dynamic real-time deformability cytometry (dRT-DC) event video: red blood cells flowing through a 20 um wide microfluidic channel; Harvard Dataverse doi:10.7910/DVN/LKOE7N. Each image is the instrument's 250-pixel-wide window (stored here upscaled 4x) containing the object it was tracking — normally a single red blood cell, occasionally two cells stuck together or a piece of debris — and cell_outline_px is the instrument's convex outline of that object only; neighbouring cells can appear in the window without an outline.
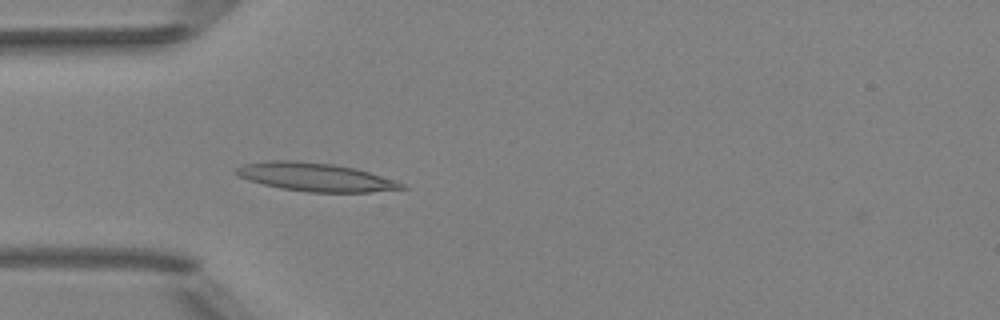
{"species": "Egyptian fruit bat (a non-hibernating species)", "species_latin": "Rousettus aegyptiacus", "temperature_condition": "room temperature", "stored_images_in_passage": 39, "camera_frame_rate_fps": 3000, "um_per_image_px": 0.085, "animal": {"sex": "female"}, "frame": {"image": 1, "passage_image": 6, "time_ms": 1.667, "image_size_px": [1000, 320], "cell_outline_px": [[408, 188], [372, 192], [308, 192], [280, 188], [248, 180], [232, 172], [236, 168], [244, 164], [268, 160], [296, 160], [332, 164], [356, 168], [396, 180], [404, 184]], "centroid_in_image_um": [26.82, 15.04], "position_along_channel_um": 58.2, "area_um2": 27.46}}
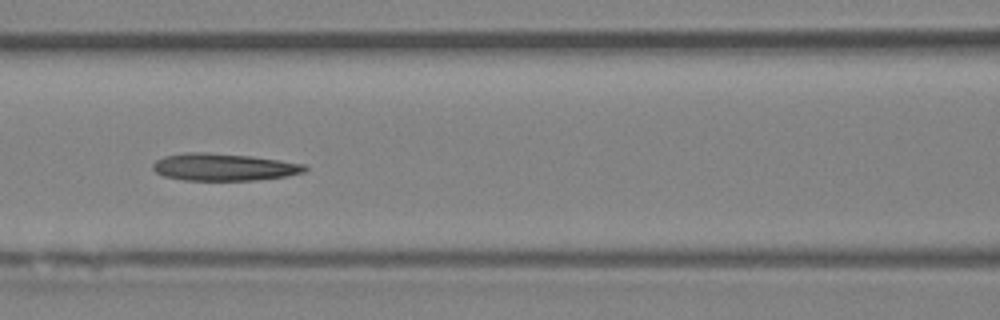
{"frame": {"image": 2, "passage_image": 13, "time_ms": 4.0, "image_size_px": [1000, 320], "cell_outline_px": [[308, 168], [304, 172], [284, 176], [256, 180], [184, 180], [164, 176], [156, 172], [152, 168], [152, 164], [156, 160], [164, 156], [184, 152], [208, 152], [252, 156], [304, 164]], "centroid_in_image_um": [18.98, 14.19], "position_along_channel_um": 147.6, "area_um2": 24.1}}
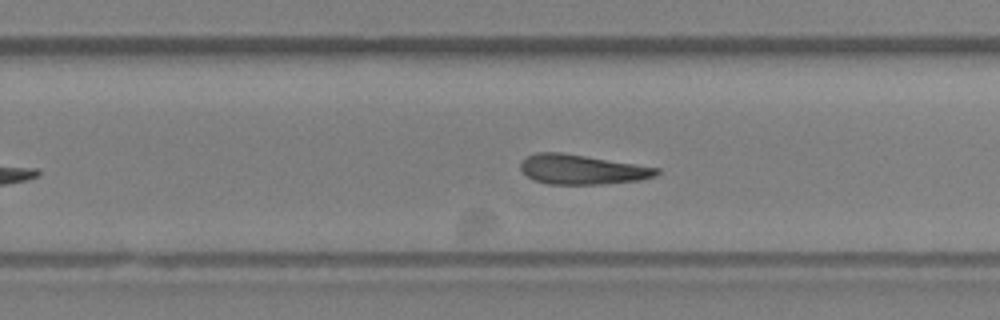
{"frame": {"image": 3, "passage_image": 23, "time_ms": 7.333, "image_size_px": [1000, 320], "cell_outline_px": [[660, 172], [656, 176], [640, 180], [600, 184], [548, 184], [536, 180], [528, 176], [520, 168], [520, 164], [528, 156], [536, 152], [560, 152], [660, 168]], "centroid_in_image_um": [49.49, 14.41], "position_along_channel_um": 280.3, "area_um2": 23.24}, "authors_computed_cell_mechanics": {"area_um2": 23.8136, "velocity_mm_per_s": 3.9981, "shape_relaxation_time_tau1_ms": null, "shape_relaxation_time_tau2_ms": 4.4571, "deformation_change_tau1": null, "deformation_change_tau2": 0.1522}}